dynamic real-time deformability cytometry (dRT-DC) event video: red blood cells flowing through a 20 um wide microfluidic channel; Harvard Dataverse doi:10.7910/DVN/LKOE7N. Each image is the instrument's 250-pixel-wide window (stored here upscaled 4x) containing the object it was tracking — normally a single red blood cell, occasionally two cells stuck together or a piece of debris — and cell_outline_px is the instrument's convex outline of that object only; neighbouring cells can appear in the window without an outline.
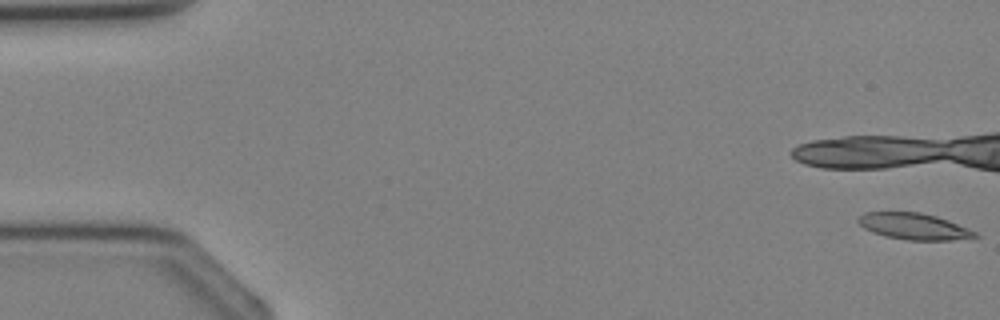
{"species": "Egyptian fruit bat (a non-hibernating species)", "species_latin": "Rousettus aegyptiacus", "temperature_condition": "cold", "stored_images_in_passage": 4, "camera_frame_rate_fps": 3000, "um_per_image_px": 0.085, "animal": {"sex": "female"}, "frame": {"image": 1, "passage_image": 1, "time_ms": 0.0, "image_size_px": [1000, 320], "cell_outline_px": [[980, 236], [952, 240], [908, 240], [884, 236], [872, 232], [864, 228], [856, 220], [864, 212], [920, 212], [936, 216], [948, 220], [968, 228], [976, 232]], "centroid_in_image_um": [77.67, 19.24], "position_along_channel_um": 7.3, "area_um2": 17.92}}